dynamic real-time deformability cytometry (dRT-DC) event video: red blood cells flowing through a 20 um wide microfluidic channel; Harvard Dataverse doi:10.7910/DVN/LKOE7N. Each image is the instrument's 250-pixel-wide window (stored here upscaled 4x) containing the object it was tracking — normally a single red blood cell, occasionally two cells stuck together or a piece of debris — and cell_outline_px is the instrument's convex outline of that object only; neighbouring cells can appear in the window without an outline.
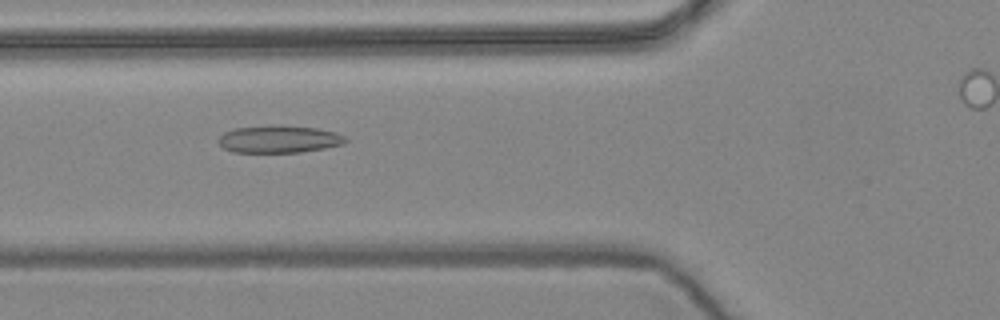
{"species": "common noctule bat (a hibernating species)", "species_latin": "Nyctalus noctula", "temperature_condition": "warm", "stored_images_in_passage": 47, "camera_frame_rate_fps": 3000, "um_per_image_px": 0.085, "animal": {"sex": "female", "body_mass_g": 24.6, "forearm_length_mm": 56.2}, "frame": {"image": 1, "passage_image": 18, "time_ms": 5.667, "image_size_px": [1000, 320], "cell_outline_px": [[348, 140], [344, 144], [324, 148], [300, 152], [232, 152], [224, 148], [216, 140], [224, 132], [236, 128], [316, 128], [336, 132], [344, 136]], "centroid_in_image_um": [23.73, 11.88], "position_along_channel_um": 102.1, "area_um2": 19.25}}
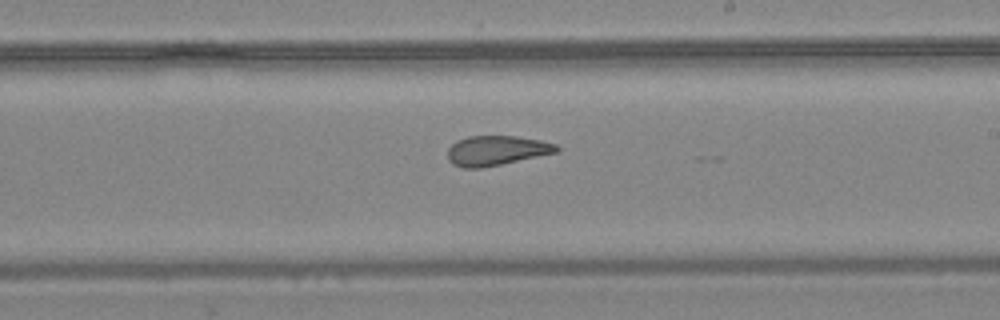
{"frame": {"image": 2, "passage_image": 30, "time_ms": 9.667, "image_size_px": [1000, 320], "cell_outline_px": [[560, 152], [480, 168], [464, 168], [452, 164], [448, 160], [448, 148], [456, 140], [468, 136], [516, 136], [540, 140], [556, 144], [560, 148]], "centroid_in_image_um": [42.2, 12.79], "position_along_channel_um": 246.8, "area_um2": 18.96}}
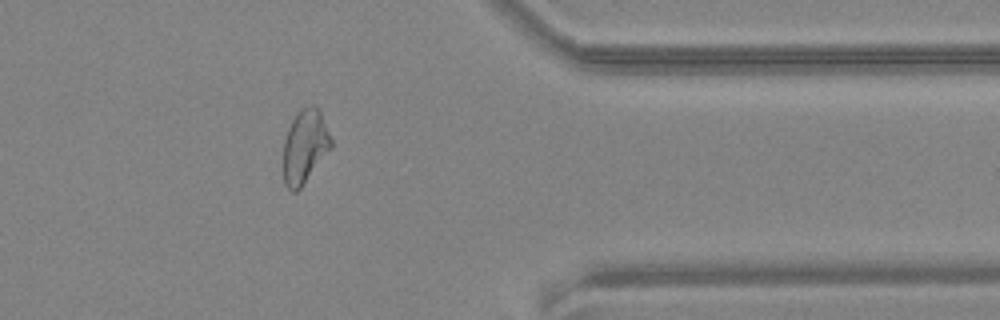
{"frame": {"image": 3, "passage_image": 43, "time_ms": 14.0, "image_size_px": [1000, 320], "cell_outline_px": [[332, 148], [300, 188], [296, 192], [292, 192], [284, 184], [284, 140], [288, 128], [292, 120], [300, 108], [312, 104], [316, 104], [320, 112], [332, 140]], "centroid_in_image_um": [25.91, 12.43], "position_along_channel_um": 385.5, "area_um2": 20.46}, "authors_computed_cell_mechanics": {"area_um2": 20.4612, "velocity_mm_per_s": 3.6078, "shape_relaxation_time_tau1_ms": null, "shape_relaxation_time_tau2_ms": 2.3265, "deformation_change_tau1": null, "deformation_change_tau2": 0.0962}}